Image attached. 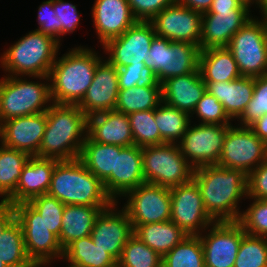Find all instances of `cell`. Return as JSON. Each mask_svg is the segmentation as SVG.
Here are the masks:
<instances>
[{
    "mask_svg": "<svg viewBox=\"0 0 267 267\" xmlns=\"http://www.w3.org/2000/svg\"><path fill=\"white\" fill-rule=\"evenodd\" d=\"M193 180L198 185L203 205L215 221H238L241 215L238 202L247 198L248 175L238 169L218 165L194 169Z\"/></svg>",
    "mask_w": 267,
    "mask_h": 267,
    "instance_id": "obj_1",
    "label": "cell"
},
{
    "mask_svg": "<svg viewBox=\"0 0 267 267\" xmlns=\"http://www.w3.org/2000/svg\"><path fill=\"white\" fill-rule=\"evenodd\" d=\"M37 157L70 161L79 158L87 138L88 117L77 105L52 103Z\"/></svg>",
    "mask_w": 267,
    "mask_h": 267,
    "instance_id": "obj_2",
    "label": "cell"
},
{
    "mask_svg": "<svg viewBox=\"0 0 267 267\" xmlns=\"http://www.w3.org/2000/svg\"><path fill=\"white\" fill-rule=\"evenodd\" d=\"M92 49L79 46L57 57L49 73L52 103L78 105L103 60Z\"/></svg>",
    "mask_w": 267,
    "mask_h": 267,
    "instance_id": "obj_3",
    "label": "cell"
},
{
    "mask_svg": "<svg viewBox=\"0 0 267 267\" xmlns=\"http://www.w3.org/2000/svg\"><path fill=\"white\" fill-rule=\"evenodd\" d=\"M47 194L65 205L108 207L114 202L103 182L78 158L55 164Z\"/></svg>",
    "mask_w": 267,
    "mask_h": 267,
    "instance_id": "obj_4",
    "label": "cell"
},
{
    "mask_svg": "<svg viewBox=\"0 0 267 267\" xmlns=\"http://www.w3.org/2000/svg\"><path fill=\"white\" fill-rule=\"evenodd\" d=\"M60 42L50 35L33 30L11 45L1 56L0 63L7 76L24 75L49 81Z\"/></svg>",
    "mask_w": 267,
    "mask_h": 267,
    "instance_id": "obj_5",
    "label": "cell"
},
{
    "mask_svg": "<svg viewBox=\"0 0 267 267\" xmlns=\"http://www.w3.org/2000/svg\"><path fill=\"white\" fill-rule=\"evenodd\" d=\"M45 83L4 76L0 80V124L11 118L46 112L52 100L50 83Z\"/></svg>",
    "mask_w": 267,
    "mask_h": 267,
    "instance_id": "obj_6",
    "label": "cell"
},
{
    "mask_svg": "<svg viewBox=\"0 0 267 267\" xmlns=\"http://www.w3.org/2000/svg\"><path fill=\"white\" fill-rule=\"evenodd\" d=\"M199 55L200 48L195 44L155 36L144 63L153 79L161 84L168 78L197 71Z\"/></svg>",
    "mask_w": 267,
    "mask_h": 267,
    "instance_id": "obj_7",
    "label": "cell"
},
{
    "mask_svg": "<svg viewBox=\"0 0 267 267\" xmlns=\"http://www.w3.org/2000/svg\"><path fill=\"white\" fill-rule=\"evenodd\" d=\"M142 169L145 182L167 188L190 182L194 173L176 143L142 148Z\"/></svg>",
    "mask_w": 267,
    "mask_h": 267,
    "instance_id": "obj_8",
    "label": "cell"
},
{
    "mask_svg": "<svg viewBox=\"0 0 267 267\" xmlns=\"http://www.w3.org/2000/svg\"><path fill=\"white\" fill-rule=\"evenodd\" d=\"M261 20L255 17L248 20L227 46L245 77L267 75V22Z\"/></svg>",
    "mask_w": 267,
    "mask_h": 267,
    "instance_id": "obj_9",
    "label": "cell"
},
{
    "mask_svg": "<svg viewBox=\"0 0 267 267\" xmlns=\"http://www.w3.org/2000/svg\"><path fill=\"white\" fill-rule=\"evenodd\" d=\"M16 219L21 225L28 257L34 263L47 265L62 258L64 250L58 237L47 229L42 216L28 202L14 205Z\"/></svg>",
    "mask_w": 267,
    "mask_h": 267,
    "instance_id": "obj_10",
    "label": "cell"
},
{
    "mask_svg": "<svg viewBox=\"0 0 267 267\" xmlns=\"http://www.w3.org/2000/svg\"><path fill=\"white\" fill-rule=\"evenodd\" d=\"M267 159V144L249 126L229 125L218 166L238 169L247 175Z\"/></svg>",
    "mask_w": 267,
    "mask_h": 267,
    "instance_id": "obj_11",
    "label": "cell"
},
{
    "mask_svg": "<svg viewBox=\"0 0 267 267\" xmlns=\"http://www.w3.org/2000/svg\"><path fill=\"white\" fill-rule=\"evenodd\" d=\"M190 125L178 142L181 154L194 169L217 165L229 125Z\"/></svg>",
    "mask_w": 267,
    "mask_h": 267,
    "instance_id": "obj_12",
    "label": "cell"
},
{
    "mask_svg": "<svg viewBox=\"0 0 267 267\" xmlns=\"http://www.w3.org/2000/svg\"><path fill=\"white\" fill-rule=\"evenodd\" d=\"M123 197H128L127 204L123 208L132 226L170 221V188L144 182L128 191Z\"/></svg>",
    "mask_w": 267,
    "mask_h": 267,
    "instance_id": "obj_13",
    "label": "cell"
},
{
    "mask_svg": "<svg viewBox=\"0 0 267 267\" xmlns=\"http://www.w3.org/2000/svg\"><path fill=\"white\" fill-rule=\"evenodd\" d=\"M170 193V221L178 225L187 235H200L212 227L215 221L205 210L200 189L193 179L170 188Z\"/></svg>",
    "mask_w": 267,
    "mask_h": 267,
    "instance_id": "obj_14",
    "label": "cell"
},
{
    "mask_svg": "<svg viewBox=\"0 0 267 267\" xmlns=\"http://www.w3.org/2000/svg\"><path fill=\"white\" fill-rule=\"evenodd\" d=\"M156 36L150 21H137L122 35L109 40L103 49L108 53V61L116 68L130 64L145 65L149 58L150 45Z\"/></svg>",
    "mask_w": 267,
    "mask_h": 267,
    "instance_id": "obj_15",
    "label": "cell"
},
{
    "mask_svg": "<svg viewBox=\"0 0 267 267\" xmlns=\"http://www.w3.org/2000/svg\"><path fill=\"white\" fill-rule=\"evenodd\" d=\"M202 242L205 267H234L241 238L245 234L238 221H219L212 224Z\"/></svg>",
    "mask_w": 267,
    "mask_h": 267,
    "instance_id": "obj_16",
    "label": "cell"
},
{
    "mask_svg": "<svg viewBox=\"0 0 267 267\" xmlns=\"http://www.w3.org/2000/svg\"><path fill=\"white\" fill-rule=\"evenodd\" d=\"M117 203L118 201H114L101 210L90 236L96 246L108 252L118 262L126 242L134 234V229L126 210H116Z\"/></svg>",
    "mask_w": 267,
    "mask_h": 267,
    "instance_id": "obj_17",
    "label": "cell"
},
{
    "mask_svg": "<svg viewBox=\"0 0 267 267\" xmlns=\"http://www.w3.org/2000/svg\"><path fill=\"white\" fill-rule=\"evenodd\" d=\"M202 14L174 3L160 11L150 22L156 36L170 41L188 42L200 46Z\"/></svg>",
    "mask_w": 267,
    "mask_h": 267,
    "instance_id": "obj_18",
    "label": "cell"
},
{
    "mask_svg": "<svg viewBox=\"0 0 267 267\" xmlns=\"http://www.w3.org/2000/svg\"><path fill=\"white\" fill-rule=\"evenodd\" d=\"M46 123V112L8 119L0 124V142L37 157Z\"/></svg>",
    "mask_w": 267,
    "mask_h": 267,
    "instance_id": "obj_19",
    "label": "cell"
},
{
    "mask_svg": "<svg viewBox=\"0 0 267 267\" xmlns=\"http://www.w3.org/2000/svg\"><path fill=\"white\" fill-rule=\"evenodd\" d=\"M118 93L117 68L108 60H101L97 64L91 85L77 106L87 117L111 111L115 109Z\"/></svg>",
    "mask_w": 267,
    "mask_h": 267,
    "instance_id": "obj_20",
    "label": "cell"
},
{
    "mask_svg": "<svg viewBox=\"0 0 267 267\" xmlns=\"http://www.w3.org/2000/svg\"><path fill=\"white\" fill-rule=\"evenodd\" d=\"M249 12V9H230L202 14L200 51L227 47L234 34L253 17Z\"/></svg>",
    "mask_w": 267,
    "mask_h": 267,
    "instance_id": "obj_21",
    "label": "cell"
},
{
    "mask_svg": "<svg viewBox=\"0 0 267 267\" xmlns=\"http://www.w3.org/2000/svg\"><path fill=\"white\" fill-rule=\"evenodd\" d=\"M144 182L142 148L132 145L116 153L115 173H111L103 185L106 193L116 202V198L124 196Z\"/></svg>",
    "mask_w": 267,
    "mask_h": 267,
    "instance_id": "obj_22",
    "label": "cell"
},
{
    "mask_svg": "<svg viewBox=\"0 0 267 267\" xmlns=\"http://www.w3.org/2000/svg\"><path fill=\"white\" fill-rule=\"evenodd\" d=\"M92 8L94 27L102 46L138 21L127 0H95Z\"/></svg>",
    "mask_w": 267,
    "mask_h": 267,
    "instance_id": "obj_23",
    "label": "cell"
},
{
    "mask_svg": "<svg viewBox=\"0 0 267 267\" xmlns=\"http://www.w3.org/2000/svg\"><path fill=\"white\" fill-rule=\"evenodd\" d=\"M58 160L32 156L23 166L15 191L4 201L17 205L47 194Z\"/></svg>",
    "mask_w": 267,
    "mask_h": 267,
    "instance_id": "obj_24",
    "label": "cell"
},
{
    "mask_svg": "<svg viewBox=\"0 0 267 267\" xmlns=\"http://www.w3.org/2000/svg\"><path fill=\"white\" fill-rule=\"evenodd\" d=\"M87 136L102 144L121 147L134 145L128 115L116 110L89 116Z\"/></svg>",
    "mask_w": 267,
    "mask_h": 267,
    "instance_id": "obj_25",
    "label": "cell"
},
{
    "mask_svg": "<svg viewBox=\"0 0 267 267\" xmlns=\"http://www.w3.org/2000/svg\"><path fill=\"white\" fill-rule=\"evenodd\" d=\"M162 101L189 115L206 92L199 69L185 75L174 76L161 83Z\"/></svg>",
    "mask_w": 267,
    "mask_h": 267,
    "instance_id": "obj_26",
    "label": "cell"
},
{
    "mask_svg": "<svg viewBox=\"0 0 267 267\" xmlns=\"http://www.w3.org/2000/svg\"><path fill=\"white\" fill-rule=\"evenodd\" d=\"M204 83L206 91L218 99L231 119L242 115L253 96V77L241 76L233 81Z\"/></svg>",
    "mask_w": 267,
    "mask_h": 267,
    "instance_id": "obj_27",
    "label": "cell"
},
{
    "mask_svg": "<svg viewBox=\"0 0 267 267\" xmlns=\"http://www.w3.org/2000/svg\"><path fill=\"white\" fill-rule=\"evenodd\" d=\"M105 208L107 207L65 205L58 238L63 250L74 240L90 236L96 217Z\"/></svg>",
    "mask_w": 267,
    "mask_h": 267,
    "instance_id": "obj_28",
    "label": "cell"
},
{
    "mask_svg": "<svg viewBox=\"0 0 267 267\" xmlns=\"http://www.w3.org/2000/svg\"><path fill=\"white\" fill-rule=\"evenodd\" d=\"M198 69L204 82H227L242 76L227 47L201 50Z\"/></svg>",
    "mask_w": 267,
    "mask_h": 267,
    "instance_id": "obj_29",
    "label": "cell"
},
{
    "mask_svg": "<svg viewBox=\"0 0 267 267\" xmlns=\"http://www.w3.org/2000/svg\"><path fill=\"white\" fill-rule=\"evenodd\" d=\"M133 229L134 235L162 257L188 236L172 221L133 226Z\"/></svg>",
    "mask_w": 267,
    "mask_h": 267,
    "instance_id": "obj_30",
    "label": "cell"
},
{
    "mask_svg": "<svg viewBox=\"0 0 267 267\" xmlns=\"http://www.w3.org/2000/svg\"><path fill=\"white\" fill-rule=\"evenodd\" d=\"M162 103L161 84L155 79L128 89H119L116 111L131 114L156 109Z\"/></svg>",
    "mask_w": 267,
    "mask_h": 267,
    "instance_id": "obj_31",
    "label": "cell"
},
{
    "mask_svg": "<svg viewBox=\"0 0 267 267\" xmlns=\"http://www.w3.org/2000/svg\"><path fill=\"white\" fill-rule=\"evenodd\" d=\"M123 148L95 142L87 136L78 159L104 183L111 173H115L116 153H120Z\"/></svg>",
    "mask_w": 267,
    "mask_h": 267,
    "instance_id": "obj_32",
    "label": "cell"
},
{
    "mask_svg": "<svg viewBox=\"0 0 267 267\" xmlns=\"http://www.w3.org/2000/svg\"><path fill=\"white\" fill-rule=\"evenodd\" d=\"M63 258L74 267H117V261L96 246L91 236L70 243L64 249Z\"/></svg>",
    "mask_w": 267,
    "mask_h": 267,
    "instance_id": "obj_33",
    "label": "cell"
},
{
    "mask_svg": "<svg viewBox=\"0 0 267 267\" xmlns=\"http://www.w3.org/2000/svg\"><path fill=\"white\" fill-rule=\"evenodd\" d=\"M0 197L5 201L16 189L23 166L30 156L0 144Z\"/></svg>",
    "mask_w": 267,
    "mask_h": 267,
    "instance_id": "obj_34",
    "label": "cell"
},
{
    "mask_svg": "<svg viewBox=\"0 0 267 267\" xmlns=\"http://www.w3.org/2000/svg\"><path fill=\"white\" fill-rule=\"evenodd\" d=\"M154 115V120L159 129L160 136L165 143L177 144L186 133L191 122L190 115L187 112L171 107L163 101L162 104L160 103V105L154 109Z\"/></svg>",
    "mask_w": 267,
    "mask_h": 267,
    "instance_id": "obj_35",
    "label": "cell"
},
{
    "mask_svg": "<svg viewBox=\"0 0 267 267\" xmlns=\"http://www.w3.org/2000/svg\"><path fill=\"white\" fill-rule=\"evenodd\" d=\"M0 256L8 267H22L34 263L27 255L23 231L16 218L0 235Z\"/></svg>",
    "mask_w": 267,
    "mask_h": 267,
    "instance_id": "obj_36",
    "label": "cell"
},
{
    "mask_svg": "<svg viewBox=\"0 0 267 267\" xmlns=\"http://www.w3.org/2000/svg\"><path fill=\"white\" fill-rule=\"evenodd\" d=\"M162 267H205L202 242L198 235H188L162 257Z\"/></svg>",
    "mask_w": 267,
    "mask_h": 267,
    "instance_id": "obj_37",
    "label": "cell"
},
{
    "mask_svg": "<svg viewBox=\"0 0 267 267\" xmlns=\"http://www.w3.org/2000/svg\"><path fill=\"white\" fill-rule=\"evenodd\" d=\"M117 267H162V256L133 234L123 248Z\"/></svg>",
    "mask_w": 267,
    "mask_h": 267,
    "instance_id": "obj_38",
    "label": "cell"
},
{
    "mask_svg": "<svg viewBox=\"0 0 267 267\" xmlns=\"http://www.w3.org/2000/svg\"><path fill=\"white\" fill-rule=\"evenodd\" d=\"M128 117L134 145L144 148L165 143L154 120V109L133 112Z\"/></svg>",
    "mask_w": 267,
    "mask_h": 267,
    "instance_id": "obj_39",
    "label": "cell"
},
{
    "mask_svg": "<svg viewBox=\"0 0 267 267\" xmlns=\"http://www.w3.org/2000/svg\"><path fill=\"white\" fill-rule=\"evenodd\" d=\"M234 267H267V237L245 233Z\"/></svg>",
    "mask_w": 267,
    "mask_h": 267,
    "instance_id": "obj_40",
    "label": "cell"
},
{
    "mask_svg": "<svg viewBox=\"0 0 267 267\" xmlns=\"http://www.w3.org/2000/svg\"><path fill=\"white\" fill-rule=\"evenodd\" d=\"M28 203L40 213L47 229L59 238L65 204L48 194L35 197Z\"/></svg>",
    "mask_w": 267,
    "mask_h": 267,
    "instance_id": "obj_41",
    "label": "cell"
},
{
    "mask_svg": "<svg viewBox=\"0 0 267 267\" xmlns=\"http://www.w3.org/2000/svg\"><path fill=\"white\" fill-rule=\"evenodd\" d=\"M238 222L245 233L267 237V199L256 200L241 213Z\"/></svg>",
    "mask_w": 267,
    "mask_h": 267,
    "instance_id": "obj_42",
    "label": "cell"
},
{
    "mask_svg": "<svg viewBox=\"0 0 267 267\" xmlns=\"http://www.w3.org/2000/svg\"><path fill=\"white\" fill-rule=\"evenodd\" d=\"M264 114H267V75L254 78L252 99L238 118L240 126H250Z\"/></svg>",
    "mask_w": 267,
    "mask_h": 267,
    "instance_id": "obj_43",
    "label": "cell"
},
{
    "mask_svg": "<svg viewBox=\"0 0 267 267\" xmlns=\"http://www.w3.org/2000/svg\"><path fill=\"white\" fill-rule=\"evenodd\" d=\"M195 113L201 124L231 125L229 121L232 119L225 112L223 105L208 91L203 94L190 117Z\"/></svg>",
    "mask_w": 267,
    "mask_h": 267,
    "instance_id": "obj_44",
    "label": "cell"
},
{
    "mask_svg": "<svg viewBox=\"0 0 267 267\" xmlns=\"http://www.w3.org/2000/svg\"><path fill=\"white\" fill-rule=\"evenodd\" d=\"M38 24L39 27L35 30L43 34L50 35L60 42L62 36V24L58 20L53 8V0L42 2L38 9Z\"/></svg>",
    "mask_w": 267,
    "mask_h": 267,
    "instance_id": "obj_45",
    "label": "cell"
},
{
    "mask_svg": "<svg viewBox=\"0 0 267 267\" xmlns=\"http://www.w3.org/2000/svg\"><path fill=\"white\" fill-rule=\"evenodd\" d=\"M133 16L138 21H151L164 8L176 0H127Z\"/></svg>",
    "mask_w": 267,
    "mask_h": 267,
    "instance_id": "obj_46",
    "label": "cell"
},
{
    "mask_svg": "<svg viewBox=\"0 0 267 267\" xmlns=\"http://www.w3.org/2000/svg\"><path fill=\"white\" fill-rule=\"evenodd\" d=\"M119 89H130L153 79L145 65L130 64L117 68Z\"/></svg>",
    "mask_w": 267,
    "mask_h": 267,
    "instance_id": "obj_47",
    "label": "cell"
},
{
    "mask_svg": "<svg viewBox=\"0 0 267 267\" xmlns=\"http://www.w3.org/2000/svg\"><path fill=\"white\" fill-rule=\"evenodd\" d=\"M53 8L58 17V20L62 24V35L66 33H72L78 27L80 23L79 11H77L76 5H73L63 0H53Z\"/></svg>",
    "mask_w": 267,
    "mask_h": 267,
    "instance_id": "obj_48",
    "label": "cell"
},
{
    "mask_svg": "<svg viewBox=\"0 0 267 267\" xmlns=\"http://www.w3.org/2000/svg\"><path fill=\"white\" fill-rule=\"evenodd\" d=\"M267 199V159L248 174L247 198Z\"/></svg>",
    "mask_w": 267,
    "mask_h": 267,
    "instance_id": "obj_49",
    "label": "cell"
},
{
    "mask_svg": "<svg viewBox=\"0 0 267 267\" xmlns=\"http://www.w3.org/2000/svg\"><path fill=\"white\" fill-rule=\"evenodd\" d=\"M16 218L15 208L12 204L0 201V235L3 230Z\"/></svg>",
    "mask_w": 267,
    "mask_h": 267,
    "instance_id": "obj_50",
    "label": "cell"
},
{
    "mask_svg": "<svg viewBox=\"0 0 267 267\" xmlns=\"http://www.w3.org/2000/svg\"><path fill=\"white\" fill-rule=\"evenodd\" d=\"M230 9H250L241 0H213L209 11H230Z\"/></svg>",
    "mask_w": 267,
    "mask_h": 267,
    "instance_id": "obj_51",
    "label": "cell"
},
{
    "mask_svg": "<svg viewBox=\"0 0 267 267\" xmlns=\"http://www.w3.org/2000/svg\"><path fill=\"white\" fill-rule=\"evenodd\" d=\"M213 0H176V3L192 9L200 14L207 13Z\"/></svg>",
    "mask_w": 267,
    "mask_h": 267,
    "instance_id": "obj_52",
    "label": "cell"
},
{
    "mask_svg": "<svg viewBox=\"0 0 267 267\" xmlns=\"http://www.w3.org/2000/svg\"><path fill=\"white\" fill-rule=\"evenodd\" d=\"M254 134L267 144V114H264L249 126Z\"/></svg>",
    "mask_w": 267,
    "mask_h": 267,
    "instance_id": "obj_53",
    "label": "cell"
},
{
    "mask_svg": "<svg viewBox=\"0 0 267 267\" xmlns=\"http://www.w3.org/2000/svg\"><path fill=\"white\" fill-rule=\"evenodd\" d=\"M266 2L267 0H247V6L251 7V4L253 5L255 3L261 9Z\"/></svg>",
    "mask_w": 267,
    "mask_h": 267,
    "instance_id": "obj_54",
    "label": "cell"
},
{
    "mask_svg": "<svg viewBox=\"0 0 267 267\" xmlns=\"http://www.w3.org/2000/svg\"><path fill=\"white\" fill-rule=\"evenodd\" d=\"M262 13V18L267 22V2L260 9Z\"/></svg>",
    "mask_w": 267,
    "mask_h": 267,
    "instance_id": "obj_55",
    "label": "cell"
},
{
    "mask_svg": "<svg viewBox=\"0 0 267 267\" xmlns=\"http://www.w3.org/2000/svg\"><path fill=\"white\" fill-rule=\"evenodd\" d=\"M22 267H42V265L37 264V263H30L29 265L22 266Z\"/></svg>",
    "mask_w": 267,
    "mask_h": 267,
    "instance_id": "obj_56",
    "label": "cell"
},
{
    "mask_svg": "<svg viewBox=\"0 0 267 267\" xmlns=\"http://www.w3.org/2000/svg\"><path fill=\"white\" fill-rule=\"evenodd\" d=\"M0 267H8L2 260L0 256Z\"/></svg>",
    "mask_w": 267,
    "mask_h": 267,
    "instance_id": "obj_57",
    "label": "cell"
},
{
    "mask_svg": "<svg viewBox=\"0 0 267 267\" xmlns=\"http://www.w3.org/2000/svg\"><path fill=\"white\" fill-rule=\"evenodd\" d=\"M244 4L247 5V0H241Z\"/></svg>",
    "mask_w": 267,
    "mask_h": 267,
    "instance_id": "obj_58",
    "label": "cell"
}]
</instances>
